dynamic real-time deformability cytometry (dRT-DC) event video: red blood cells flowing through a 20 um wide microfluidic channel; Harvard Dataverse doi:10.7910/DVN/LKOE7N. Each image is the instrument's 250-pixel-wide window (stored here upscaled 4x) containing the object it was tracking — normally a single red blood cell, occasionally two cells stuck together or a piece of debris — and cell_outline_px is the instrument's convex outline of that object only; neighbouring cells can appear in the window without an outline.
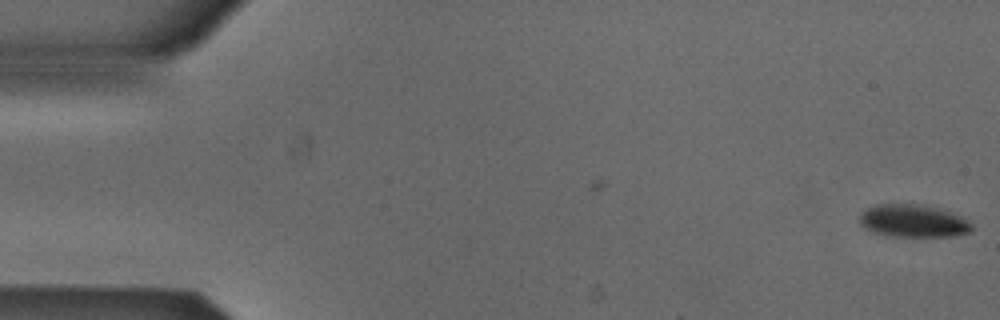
{"species": "Egyptian fruit bat (a non-hibernating species)", "species_latin": "Rousettus aegyptiacus", "temperature_condition": "cold", "stored_images_in_passage": 6, "camera_frame_rate_fps": 3000, "um_per_image_px": 0.085, "animal": {"sex": "male"}, "frame": {"image": 1, "passage_image": 6, "time_ms": 1.667, "image_size_px": [1000, 320], "cell_outline_px": [[972, 228], [968, 232], [952, 236], [896, 236], [876, 232], [860, 224], [860, 216], [864, 208], [876, 204], [924, 204], [940, 208], [960, 216], [968, 220], [972, 224]], "centroid_in_image_um": [77.63, 18.75], "position_along_channel_um": 7.4, "area_um2": 21.15}}